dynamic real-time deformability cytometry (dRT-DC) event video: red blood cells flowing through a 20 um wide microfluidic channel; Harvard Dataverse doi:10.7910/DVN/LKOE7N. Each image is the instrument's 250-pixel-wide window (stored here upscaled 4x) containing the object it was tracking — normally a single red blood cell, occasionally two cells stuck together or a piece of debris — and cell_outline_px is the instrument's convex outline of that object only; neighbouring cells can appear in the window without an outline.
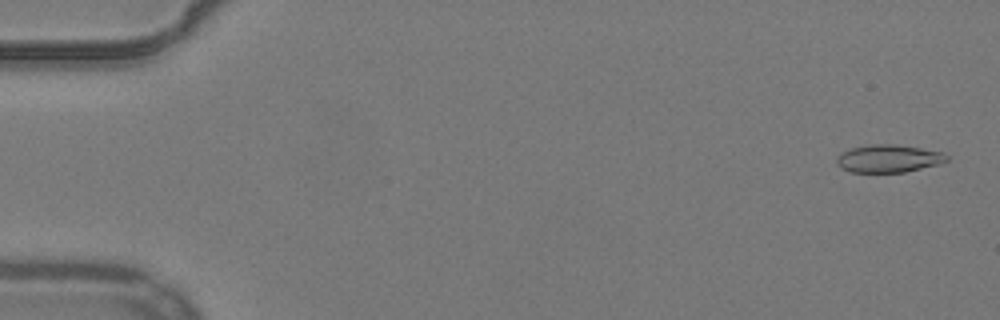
{"species": "common noctule bat (a hibernating species)", "species_latin": "Nyctalus noctula", "temperature_condition": "warm", "stored_images_in_passage": 51, "camera_frame_rate_fps": 3000, "um_per_image_px": 0.085, "animal": {"sex": "male", "body_mass_g": 19.2, "forearm_length_mm": 51.8}, "frame": {"image": 1, "passage_image": 2, "time_ms": 0.333, "image_size_px": [1000, 320], "cell_outline_px": [[948, 160], [940, 164], [904, 172], [852, 172], [840, 168], [836, 164], [836, 156], [840, 152], [852, 148], [872, 144], [896, 144], [944, 152], [948, 156]], "centroid_in_image_um": [75.51, 13.47], "position_along_channel_um": 9.5, "area_um2": 17.92}}
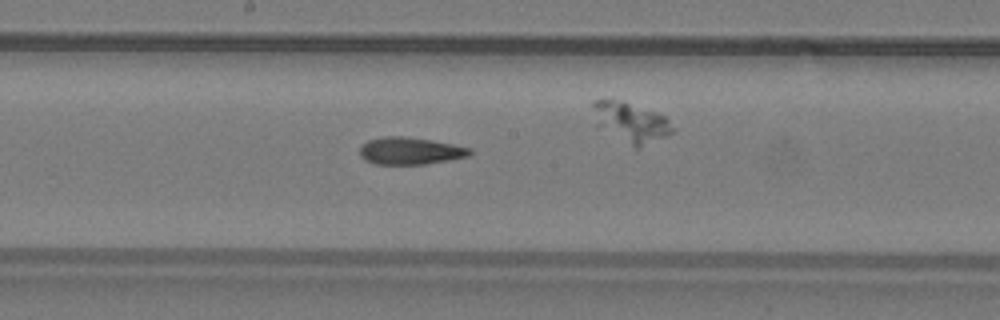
{"frame": {"image": 2, "passage_image": 29, "time_ms": 9.333, "image_size_px": [1000, 320], "cell_outline_px": [[472, 152], [468, 156], [448, 160], [424, 164], [376, 164], [364, 160], [360, 156], [360, 144], [368, 140], [384, 136], [404, 136], [432, 140], [472, 148]], "centroid_in_image_um": [34.83, 12.82], "position_along_channel_um": 213.4, "area_um2": 17.51}}
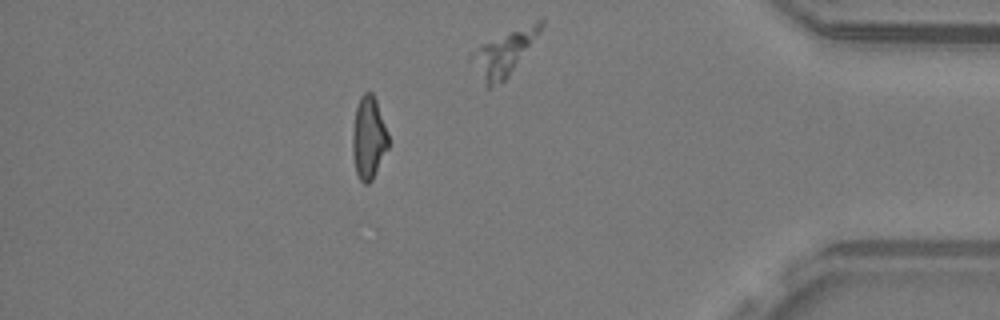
{"frame": {"image": 3, "passage_image": 47, "time_ms": 15.333, "image_size_px": [1000, 320], "cell_outline_px": [[388, 148], [372, 180], [368, 184], [364, 184], [360, 180], [356, 172], [352, 152], [352, 132], [356, 108], [360, 96], [364, 92], [372, 92], [376, 100], [388, 132]], "centroid_in_image_um": [31.33, 11.71], "position_along_channel_um": 403.9, "area_um2": 17.28}, "authors_computed_cell_mechanics": {"area_um2": 17.8024, "velocity_mm_per_s": 3.9132, "shape_relaxation_time_tau1_ms": null, "shape_relaxation_time_tau2_ms": 4.1038, "deformation_change_tau1": null, "deformation_change_tau2": 0.1431}}